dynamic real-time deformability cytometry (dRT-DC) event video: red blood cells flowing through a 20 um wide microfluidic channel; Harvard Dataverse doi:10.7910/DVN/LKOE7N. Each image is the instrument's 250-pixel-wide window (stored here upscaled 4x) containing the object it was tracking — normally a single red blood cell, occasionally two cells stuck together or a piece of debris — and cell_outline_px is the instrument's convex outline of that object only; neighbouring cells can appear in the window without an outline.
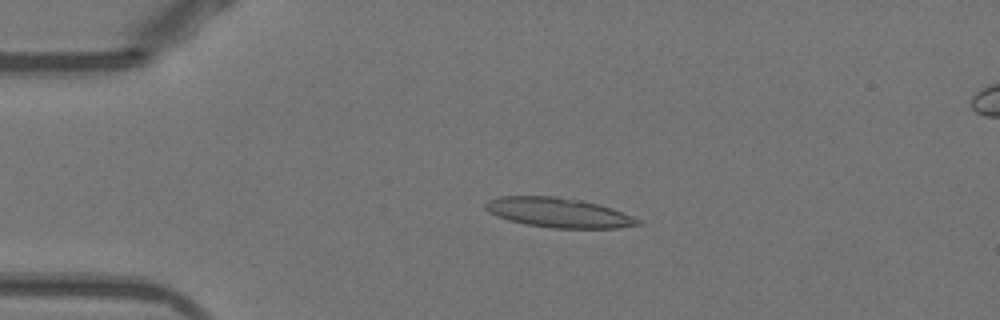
{"species": "Egyptian fruit bat (a non-hibernating species)", "species_latin": "Rousettus aegyptiacus", "temperature_condition": "warm", "stored_images_in_passage": 18, "camera_frame_rate_fps": 3000, "um_per_image_px": 0.085, "animal": {"sex": "female"}, "frame": {"image": 1, "passage_image": 10, "time_ms": 3.0, "image_size_px": [1000, 320], "cell_outline_px": [[644, 224], [616, 228], [552, 228], [524, 224], [508, 220], [496, 216], [488, 212], [484, 208], [484, 204], [488, 200], [500, 196], [556, 196], [580, 200], [600, 204], [612, 208], [632, 216], [640, 220]], "centroid_in_image_um": [47.45, 18.07], "position_along_channel_um": 37.5, "area_um2": 26.53}}
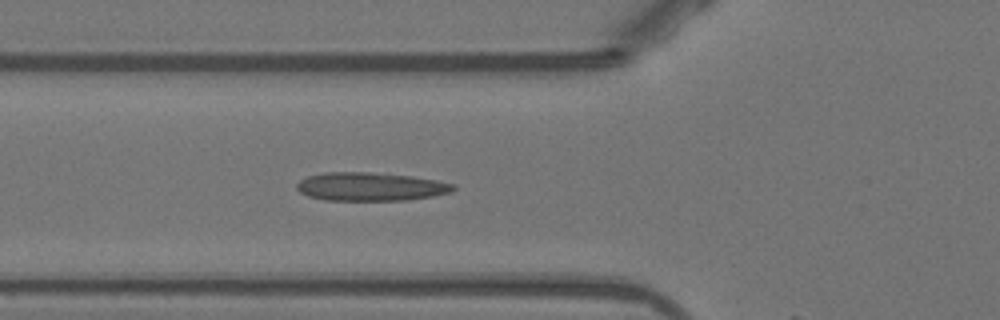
{"frame": {"image": 2, "passage_image": 17, "time_ms": 5.333, "image_size_px": [1000, 320], "cell_outline_px": [[456, 188], [452, 192], [432, 196], [408, 200], [324, 200], [308, 196], [300, 192], [296, 188], [296, 184], [300, 180], [308, 176], [324, 172], [368, 172], [412, 176], [436, 180], [456, 184]], "centroid_in_image_um": [31.5, 15.86], "position_along_channel_um": 94.3, "area_um2": 26.01}}